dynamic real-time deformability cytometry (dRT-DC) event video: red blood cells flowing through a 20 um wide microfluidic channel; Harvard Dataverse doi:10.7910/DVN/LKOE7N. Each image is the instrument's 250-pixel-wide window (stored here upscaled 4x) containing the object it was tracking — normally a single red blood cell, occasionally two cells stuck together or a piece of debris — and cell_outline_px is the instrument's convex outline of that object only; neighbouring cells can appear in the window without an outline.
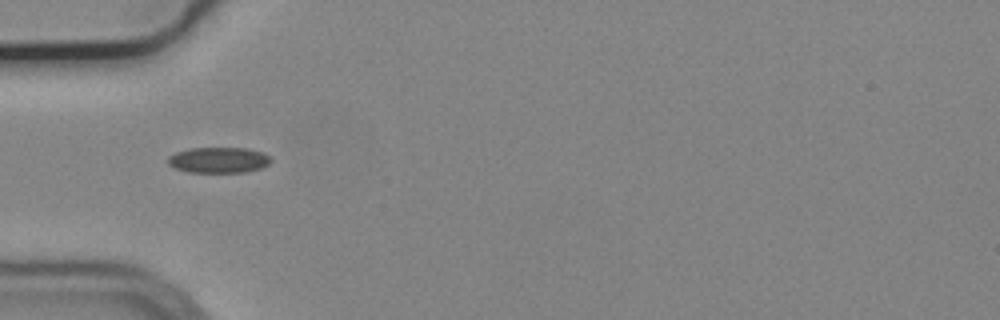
{"species": "common noctule bat (a hibernating species)", "species_latin": "Nyctalus noctula", "temperature_condition": "cold", "stored_images_in_passage": 38, "camera_frame_rate_fps": 3000, "um_per_image_px": 0.085, "animal": {"sex": "male", "body_mass_g": 19.2, "forearm_length_mm": 51.8}, "frame": {"image": 1, "passage_image": 1, "time_ms": 0.0, "image_size_px": [1000, 320], "cell_outline_px": [[272, 160], [264, 168], [244, 172], [188, 172], [176, 168], [168, 164], [168, 156], [176, 152], [188, 148], [248, 148], [264, 152], [272, 156]], "centroid_in_image_um": [18.64, 13.59], "position_along_channel_um": 66.4, "area_um2": 15.66}}
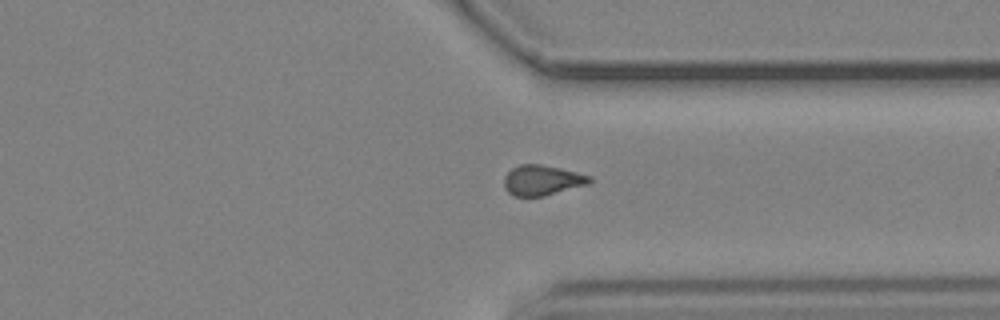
{"frame": {"image": 2, "passage_image": 25, "time_ms": 8.0, "image_size_px": [1000, 320], "cell_outline_px": [[592, 184], [544, 196], [512, 196], [504, 188], [504, 176], [512, 168], [520, 164], [540, 164], [560, 168], [592, 176]], "centroid_in_image_um": [46.11, 15.33], "position_along_channel_um": 365.3, "area_um2": 15.32}}
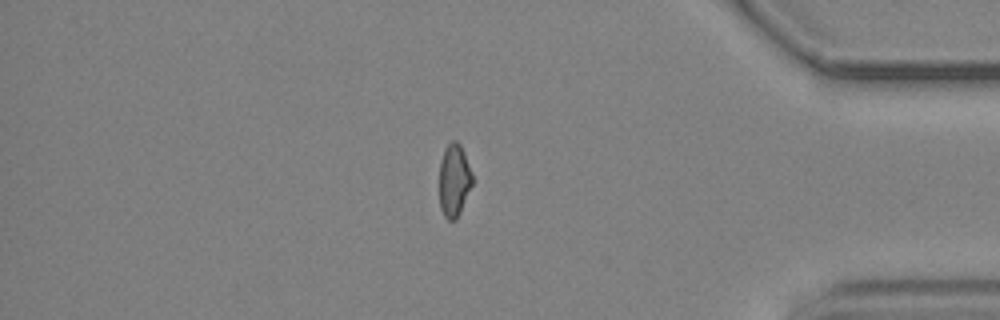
{"frame": {"image": 3, "passage_image": 30, "time_ms": 9.667, "image_size_px": [1000, 320], "cell_outline_px": [[472, 184], [460, 212], [456, 220], [448, 220], [444, 216], [440, 208], [440, 160], [444, 148], [452, 140], [456, 140], [460, 144], [464, 152], [472, 172]], "centroid_in_image_um": [38.59, 15.31], "position_along_channel_um": 396.6, "area_um2": 13.99}, "authors_computed_cell_mechanics": {"area_um2": 14.9702, "velocity_mm_per_s": 3.7415, "shape_relaxation_time_tau1_ms": null, "shape_relaxation_time_tau2_ms": 2.1852, "deformation_change_tau1": null, "deformation_change_tau2": 0.0686}}